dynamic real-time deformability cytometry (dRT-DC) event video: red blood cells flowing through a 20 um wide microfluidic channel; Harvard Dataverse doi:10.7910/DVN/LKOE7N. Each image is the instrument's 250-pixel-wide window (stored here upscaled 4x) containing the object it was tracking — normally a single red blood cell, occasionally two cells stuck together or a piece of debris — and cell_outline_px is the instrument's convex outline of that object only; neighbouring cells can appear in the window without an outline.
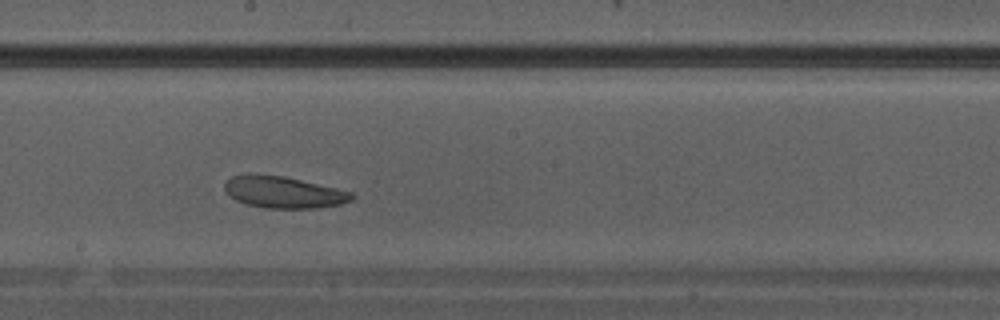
{"species": "Egyptian fruit bat (a non-hibernating species)", "species_latin": "Rousettus aegyptiacus", "temperature_condition": "warm", "stored_images_in_passage": 17, "camera_frame_rate_fps": 3000, "um_per_image_px": 0.085, "animal": {"sex": "male"}, "frame": {"image": 1, "passage_image": 12, "time_ms": 3.667, "image_size_px": [1000, 320], "cell_outline_px": [[356, 196], [352, 200], [340, 204], [316, 208], [268, 208], [248, 204], [236, 200], [224, 188], [224, 184], [232, 176], [248, 172], [256, 172], [284, 176], [336, 188], [352, 192]], "centroid_in_image_um": [24.09, 16.31], "position_along_channel_um": 224.1, "area_um2": 23.58}}